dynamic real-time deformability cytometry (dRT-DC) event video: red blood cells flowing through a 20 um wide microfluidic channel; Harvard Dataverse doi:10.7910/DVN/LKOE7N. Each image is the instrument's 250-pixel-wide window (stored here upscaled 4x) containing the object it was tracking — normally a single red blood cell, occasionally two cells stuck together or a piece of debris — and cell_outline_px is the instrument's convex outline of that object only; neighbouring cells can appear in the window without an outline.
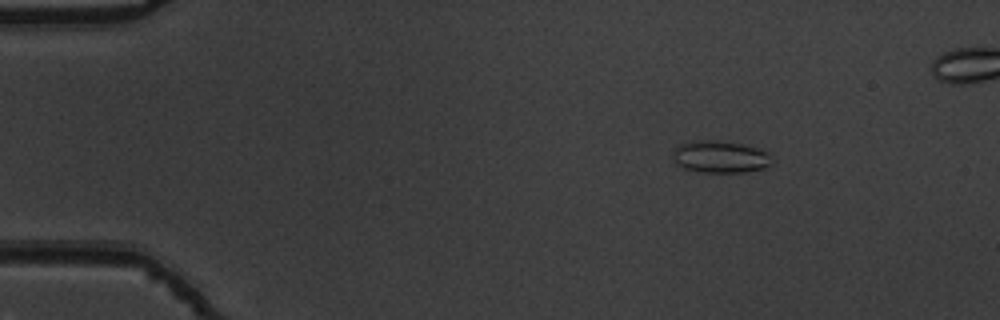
{"species": "common noctule bat (a hibernating species)", "species_latin": "Nyctalus noctula", "temperature_condition": "warm", "stored_images_in_passage": 45, "camera_frame_rate_fps": 3000, "um_per_image_px": 0.085, "animal": {"sex": "male", "body_mass_g": 19.5, "forearm_length_mm": 54.6}, "frame": {"image": 1, "passage_image": 1, "time_ms": 0.0, "image_size_px": [1000, 320], "cell_outline_px": [[772, 164], [768, 168], [744, 172], [700, 172], [684, 168], [676, 164], [672, 156], [672, 152], [680, 144], [704, 140], [708, 140], [740, 144], [772, 152]], "centroid_in_image_um": [61.28, 13.35], "position_along_channel_um": 23.7, "area_um2": 18.55}}
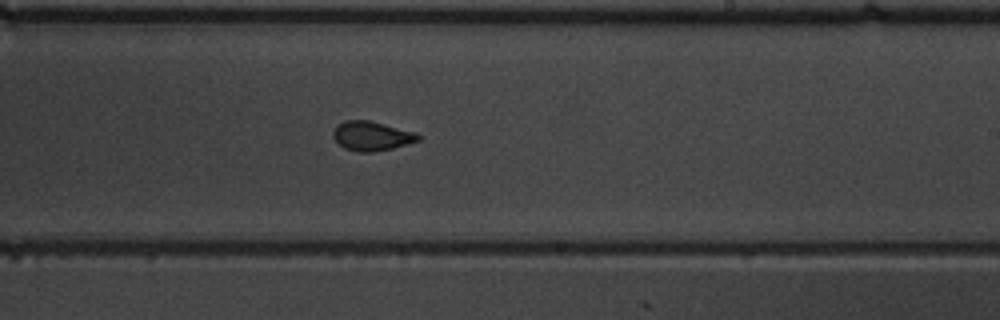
{"frame": {"image": 2, "passage_image": 26, "time_ms": 8.333, "image_size_px": [1000, 320], "cell_outline_px": [[420, 140], [392, 148], [372, 152], [356, 152], [344, 148], [332, 136], [332, 132], [336, 124], [344, 120], [368, 120], [416, 132], [420, 136]], "centroid_in_image_um": [31.56, 11.55], "position_along_channel_um": 257.4, "area_um2": 14.57}}
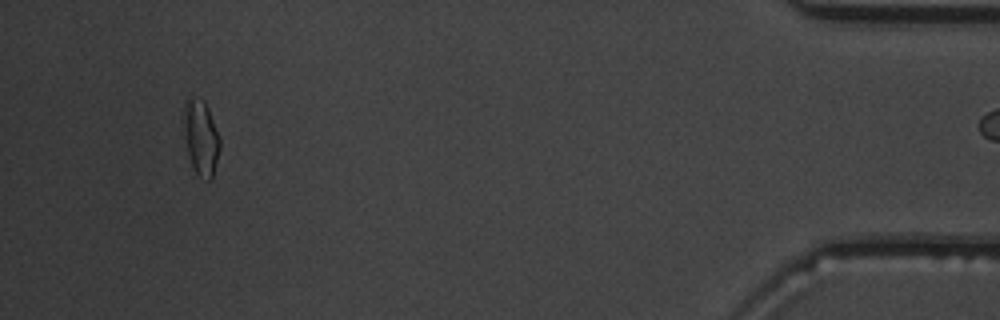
{"frame": {"image": 3, "passage_image": 44, "time_ms": 14.333, "image_size_px": [1000, 320], "cell_outline_px": [[220, 148], [212, 180], [208, 180], [200, 176], [196, 172], [192, 164], [188, 152], [184, 128], [184, 100], [204, 100], [208, 108], [220, 140]], "centroid_in_image_um": [17.1, 11.72], "position_along_channel_um": 418.1, "area_um2": 15.26}}